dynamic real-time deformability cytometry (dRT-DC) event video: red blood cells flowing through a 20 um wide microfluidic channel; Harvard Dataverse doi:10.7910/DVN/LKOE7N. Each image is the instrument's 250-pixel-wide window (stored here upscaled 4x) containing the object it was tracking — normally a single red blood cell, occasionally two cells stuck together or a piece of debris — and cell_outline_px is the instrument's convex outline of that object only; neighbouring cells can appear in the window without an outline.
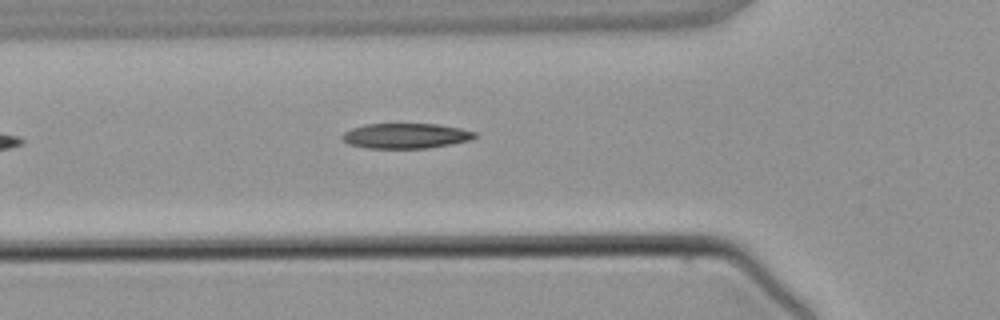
{"species": "common noctule bat (a hibernating species)", "species_latin": "Nyctalus noctula", "temperature_condition": "warm", "stored_images_in_passage": 2, "camera_frame_rate_fps": 3000, "um_per_image_px": 0.085, "animal": {"sex": "male", "body_mass_g": 21.5, "forearm_length_mm": 52.0}, "frame": {"image": 1, "passage_image": 2, "time_ms": 1.333, "image_size_px": [1000, 320], "cell_outline_px": [[476, 136], [472, 140], [428, 148], [368, 148], [348, 144], [340, 136], [344, 132], [352, 128], [364, 124], [440, 124], [460, 128], [476, 132]], "centroid_in_image_um": [34.49, 11.54], "position_along_channel_um": 91.3, "area_um2": 19.48}}